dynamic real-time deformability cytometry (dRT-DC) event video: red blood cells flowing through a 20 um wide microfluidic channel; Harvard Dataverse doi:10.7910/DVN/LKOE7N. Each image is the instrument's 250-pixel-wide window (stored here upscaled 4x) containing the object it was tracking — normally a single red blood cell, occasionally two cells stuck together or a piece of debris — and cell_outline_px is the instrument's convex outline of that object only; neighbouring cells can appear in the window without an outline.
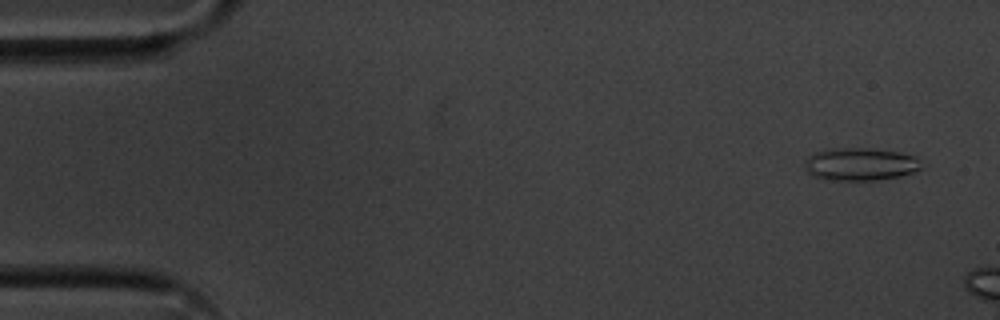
{"species": "common noctule bat (a hibernating species)", "species_latin": "Nyctalus noctula", "temperature_condition": "cold", "stored_images_in_passage": 13, "camera_frame_rate_fps": 3000, "um_per_image_px": 0.085, "animal": {"sex": "male", "body_mass_g": 20.1, "forearm_length_mm": 53.5}, "frame": {"image": 1, "passage_image": 3, "time_ms": 0.667, "image_size_px": [1000, 320], "cell_outline_px": [[924, 168], [900, 176], [876, 180], [828, 180], [812, 176], [804, 168], [804, 160], [812, 152], [832, 148], [868, 148], [896, 152], [916, 156]], "centroid_in_image_um": [73.08, 13.95], "position_along_channel_um": 11.9, "area_um2": 22.48}}